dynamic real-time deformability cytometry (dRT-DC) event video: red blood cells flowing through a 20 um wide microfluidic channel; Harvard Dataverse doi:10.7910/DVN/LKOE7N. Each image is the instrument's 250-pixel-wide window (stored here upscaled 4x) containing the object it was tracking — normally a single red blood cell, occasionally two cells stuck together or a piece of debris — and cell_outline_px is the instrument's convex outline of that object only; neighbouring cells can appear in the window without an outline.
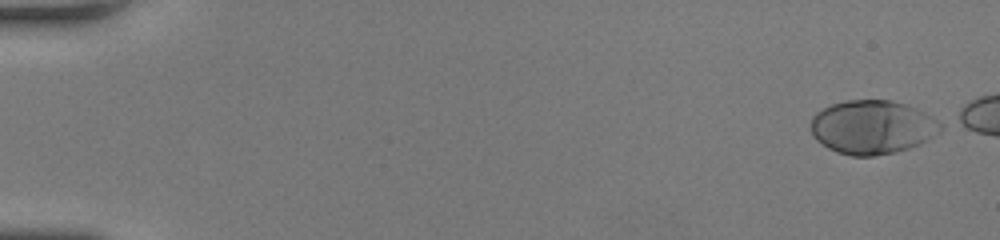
{"species": "human", "species_latin": "Homo sapiens", "temperature_condition": "room temperature", "stored_images_in_passage": 43, "camera_frame_rate_fps": 3000, "um_per_image_px": 0.085, "donor": {"sex": "female"}, "frame": {"image": 1, "passage_image": 1, "time_ms": 0.0, "image_size_px": [1000, 240], "cell_outline_px": [[944, 128], [940, 132], [908, 148], [896, 152], [872, 156], [852, 156], [836, 152], [828, 148], [816, 140], [812, 136], [812, 116], [816, 112], [832, 104], [844, 100], [892, 100], [916, 108], [924, 112], [944, 124]], "centroid_in_image_um": [74.13, 10.8], "position_along_channel_um": 10.9, "area_um2": 40.58}}